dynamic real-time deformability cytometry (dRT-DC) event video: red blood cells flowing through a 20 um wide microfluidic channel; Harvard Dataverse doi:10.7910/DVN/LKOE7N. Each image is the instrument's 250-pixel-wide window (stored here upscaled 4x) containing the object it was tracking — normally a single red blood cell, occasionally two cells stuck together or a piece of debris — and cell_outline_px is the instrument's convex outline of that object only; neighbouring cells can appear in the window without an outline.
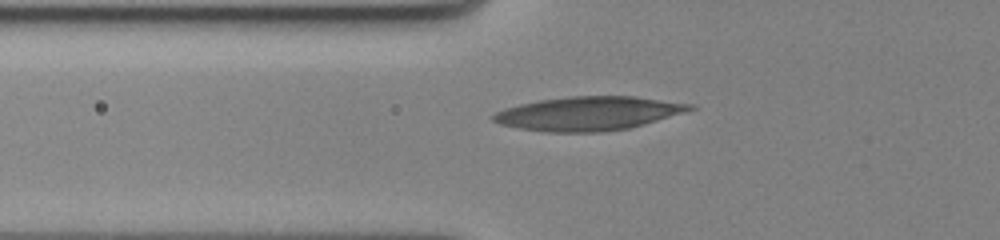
{"species": "human", "species_latin": "Homo sapiens", "temperature_condition": "cold", "stored_images_in_passage": 17, "camera_frame_rate_fps": 3000, "um_per_image_px": 0.085, "donor": {"sex": "female"}, "frame": {"image": 1, "passage_image": 17, "time_ms": 5.333, "image_size_px": [1000, 240], "cell_outline_px": [[696, 108], [684, 112], [644, 124], [628, 128], [600, 132], [548, 132], [520, 128], [500, 124], [492, 120], [492, 116], [496, 112], [504, 108], [520, 104], [540, 100], [568, 96], [636, 96], [692, 104]], "centroid_in_image_um": [50.0, 9.64], "position_along_channel_um": 75.8, "area_um2": 38.49}}